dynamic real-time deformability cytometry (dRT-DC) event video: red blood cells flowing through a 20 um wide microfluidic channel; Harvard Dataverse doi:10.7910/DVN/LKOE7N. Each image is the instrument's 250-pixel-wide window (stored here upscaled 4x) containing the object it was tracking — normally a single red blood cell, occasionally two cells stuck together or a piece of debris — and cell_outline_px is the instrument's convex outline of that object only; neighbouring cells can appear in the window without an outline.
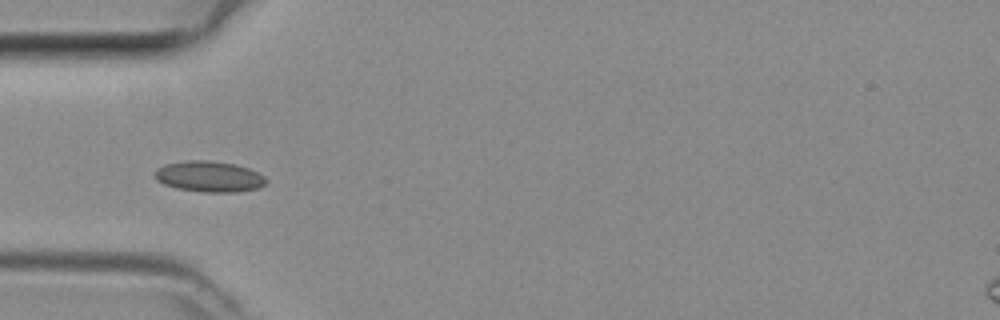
{"species": "common noctule bat (a hibernating species)", "species_latin": "Nyctalus noctula", "temperature_condition": "room temperature", "stored_images_in_passage": 5, "camera_frame_rate_fps": 3000, "um_per_image_px": 0.085, "animal": {"sex": "female", "body_mass_g": 29.2, "forearm_length_mm": 56.3}, "frame": {"image": 1, "passage_image": 4, "time_ms": 1.0, "image_size_px": [1000, 320], "cell_outline_px": [[268, 184], [260, 188], [236, 192], [204, 192], [176, 188], [164, 184], [156, 180], [156, 168], [164, 164], [184, 160], [208, 160], [236, 164], [248, 168], [264, 176], [268, 180]], "centroid_in_image_um": [17.81, 15.0], "position_along_channel_um": 67.2, "area_um2": 20.23}}
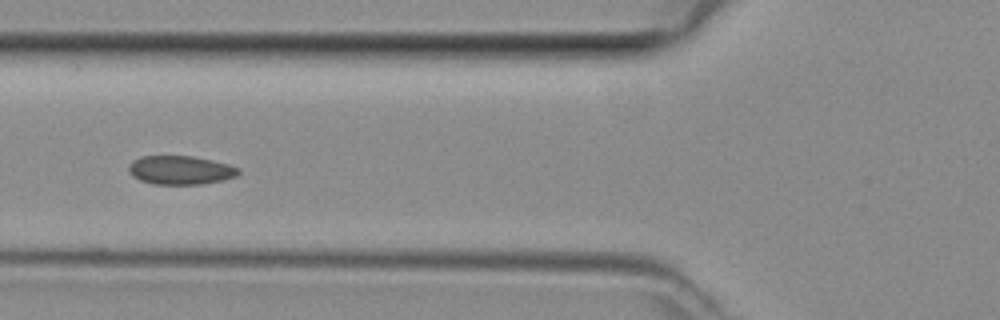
{"frame": {"image": 2, "passage_image": 5, "time_ms": 1.333, "image_size_px": [1000, 320], "cell_outline_px": [[240, 172], [236, 176], [224, 180], [200, 184], [152, 184], [140, 180], [132, 176], [128, 172], [128, 164], [132, 160], [140, 156], [192, 156], [212, 160], [228, 164], [240, 168]], "centroid_in_image_um": [15.31, 14.46], "position_along_channel_um": 110.5, "area_um2": 18.55}}